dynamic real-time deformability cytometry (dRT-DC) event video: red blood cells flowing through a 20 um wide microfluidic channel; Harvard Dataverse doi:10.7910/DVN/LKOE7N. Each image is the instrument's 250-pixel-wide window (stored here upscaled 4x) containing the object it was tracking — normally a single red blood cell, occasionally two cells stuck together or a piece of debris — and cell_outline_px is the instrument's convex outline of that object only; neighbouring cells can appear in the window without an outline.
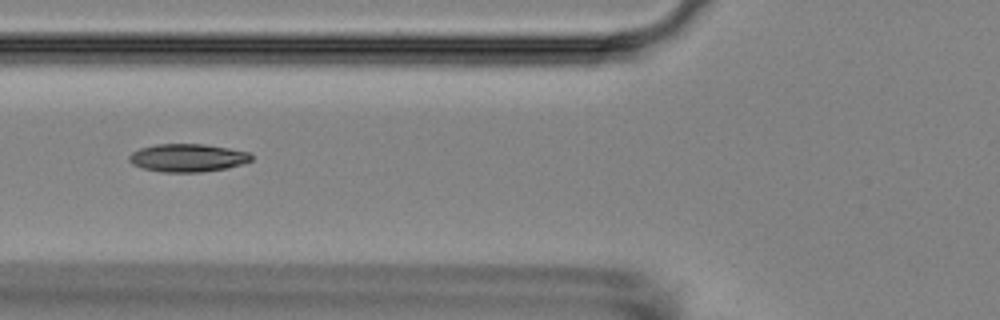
{"species": "Egyptian fruit bat (a non-hibernating species)", "species_latin": "Rousettus aegyptiacus", "temperature_condition": "room temperature", "stored_images_in_passage": 15, "segment_of_instrument_passage": [1, 2], "camera_frame_rate_fps": 3000, "um_per_image_px": 0.085, "animal": {"sex": "female"}, "frame": {"image": 1, "passage_image": 5, "time_ms": 5.667, "image_size_px": [1000, 320], "cell_outline_px": [[252, 160], [240, 164], [224, 168], [200, 172], [160, 172], [140, 168], [132, 164], [128, 160], [128, 156], [132, 152], [140, 148], [156, 144], [204, 144], [228, 148], [248, 152], [252, 156]], "centroid_in_image_um": [15.88, 13.41], "position_along_channel_um": 109.9, "area_um2": 19.88}}
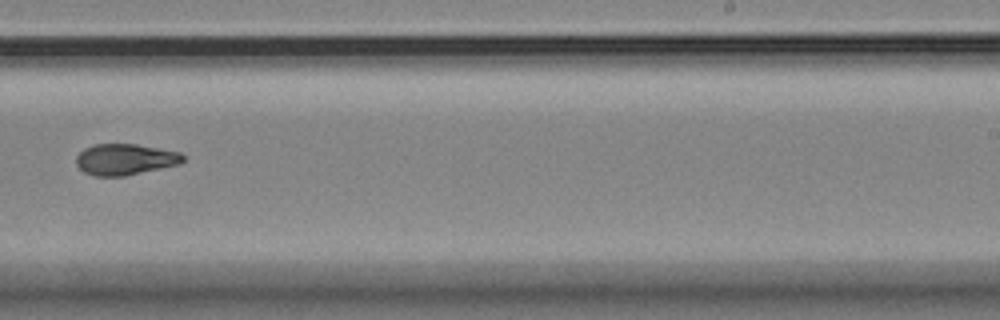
{"frame": {"image": 2, "passage_image": 9, "time_ms": 10.333, "image_size_px": [1000, 320], "cell_outline_px": [[184, 160], [180, 164], [124, 176], [92, 176], [84, 172], [76, 164], [76, 156], [84, 148], [92, 144], [136, 144], [160, 148], [180, 152], [184, 156]], "centroid_in_image_um": [10.62, 13.54], "position_along_channel_um": 278.4, "area_um2": 19.48}}
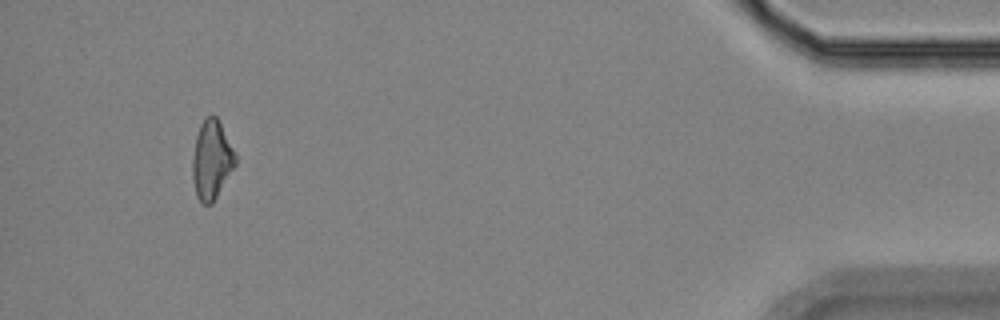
{"frame": {"image": 3, "passage_image": 13, "time_ms": 16.0, "image_size_px": [1000, 320], "cell_outline_px": [[236, 164], [212, 204], [204, 204], [196, 196], [192, 176], [192, 156], [196, 136], [200, 124], [204, 116], [216, 116], [236, 156]], "centroid_in_image_um": [17.96, 13.6], "position_along_channel_um": 417.2, "area_um2": 19.48}}